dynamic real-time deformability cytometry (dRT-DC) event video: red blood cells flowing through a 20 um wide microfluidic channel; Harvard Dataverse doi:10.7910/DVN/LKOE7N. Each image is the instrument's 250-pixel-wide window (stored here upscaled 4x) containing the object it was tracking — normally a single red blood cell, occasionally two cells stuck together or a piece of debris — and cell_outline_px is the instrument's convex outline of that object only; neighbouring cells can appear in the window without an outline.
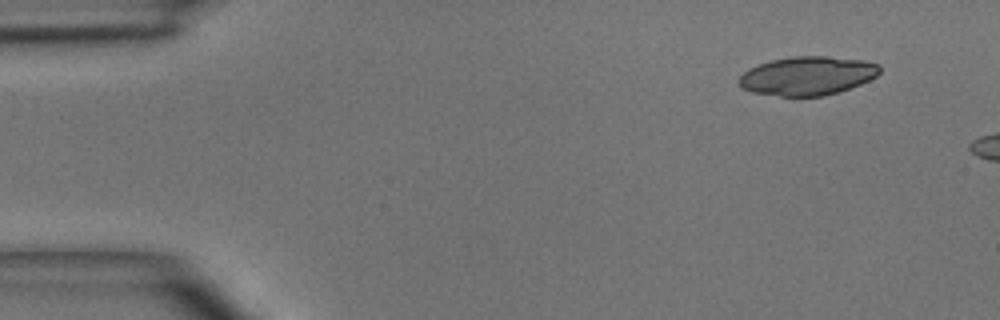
{"species": "common noctule bat (a hibernating species)", "species_latin": "Nyctalus noctula", "temperature_condition": "room temperature", "stored_images_in_passage": 3, "camera_frame_rate_fps": 3000, "um_per_image_px": 0.085, "animal": {"sex": "male", "body_mass_g": 15.6}, "frame": {"image": 1, "passage_image": 3, "time_ms": 3.333, "image_size_px": [1000, 320], "cell_outline_px": [[880, 72], [876, 76], [860, 84], [840, 92], [824, 96], [780, 96], [752, 92], [740, 88], [736, 80], [748, 68], [772, 60], [792, 56], [828, 56], [864, 60], [880, 64]], "centroid_in_image_um": [68.62, 6.44], "position_along_channel_um": 16.4, "area_um2": 32.02}}